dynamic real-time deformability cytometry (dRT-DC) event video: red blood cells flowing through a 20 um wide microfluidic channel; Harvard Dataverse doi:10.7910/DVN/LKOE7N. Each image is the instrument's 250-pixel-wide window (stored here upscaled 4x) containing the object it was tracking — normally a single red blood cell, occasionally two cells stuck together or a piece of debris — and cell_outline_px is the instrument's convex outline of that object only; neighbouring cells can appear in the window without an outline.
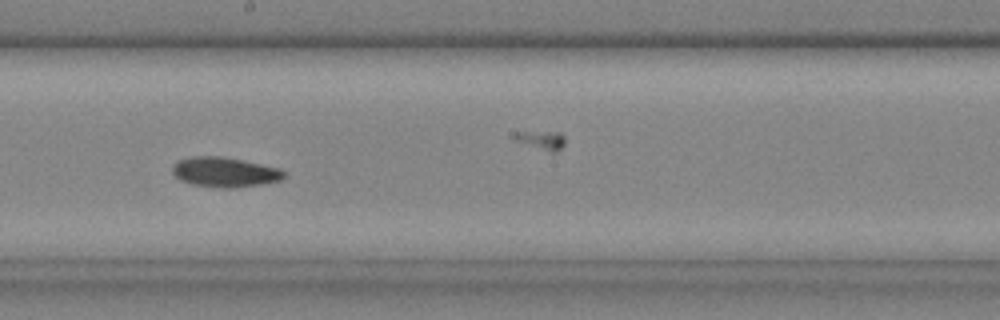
{"species": "common noctule bat (a hibernating species)", "species_latin": "Nyctalus noctula", "temperature_condition": "cold", "stored_images_in_passage": 37, "camera_frame_rate_fps": 3000, "um_per_image_px": 0.085, "animal": {"sex": "male", "body_mass_g": 20.4}, "frame": {"image": 1, "passage_image": 22, "time_ms": 7.0, "image_size_px": [1000, 320], "cell_outline_px": [[284, 176], [280, 180], [260, 184], [236, 188], [216, 188], [192, 184], [180, 180], [172, 172], [172, 164], [180, 160], [192, 156], [224, 156], [280, 168], [284, 172]], "centroid_in_image_um": [19.07, 14.63], "position_along_channel_um": 229.1, "area_um2": 19.48}}